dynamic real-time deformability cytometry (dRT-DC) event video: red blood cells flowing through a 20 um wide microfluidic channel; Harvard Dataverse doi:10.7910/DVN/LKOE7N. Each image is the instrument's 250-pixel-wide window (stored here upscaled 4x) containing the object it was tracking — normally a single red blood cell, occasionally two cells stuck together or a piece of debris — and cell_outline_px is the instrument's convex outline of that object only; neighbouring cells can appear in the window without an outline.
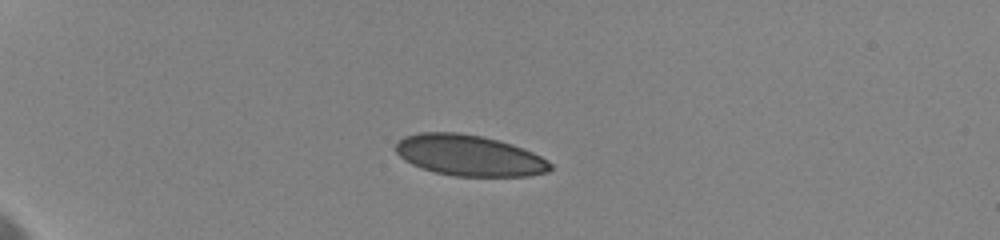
{"species": "human", "species_latin": "Homo sapiens", "temperature_condition": "cold", "stored_images_in_passage": 46, "camera_frame_rate_fps": 3000, "um_per_image_px": 0.085, "donor": {"sex": "female"}, "frame": {"image": 1, "passage_image": 1, "time_ms": 0.0, "image_size_px": [1000, 240], "cell_outline_px": [[552, 168], [548, 172], [528, 176], [456, 176], [436, 172], [420, 168], [404, 160], [396, 152], [396, 144], [404, 136], [420, 132], [456, 132], [484, 136], [512, 144], [532, 152], [548, 160], [552, 164]], "centroid_in_image_um": [39.89, 13.21], "position_along_channel_um": 45.1, "area_um2": 36.93}}
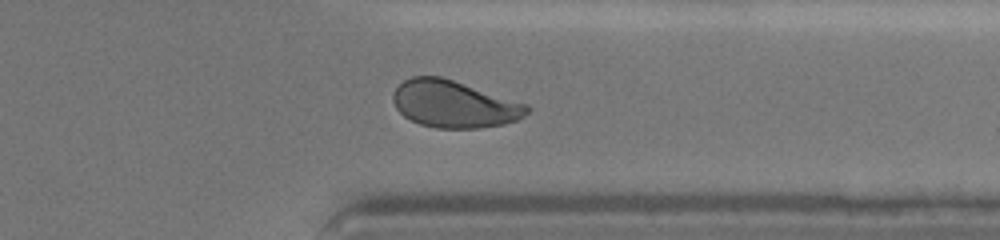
{"frame": {"image": 2, "passage_image": 32, "time_ms": 10.667, "image_size_px": [1000, 240], "cell_outline_px": [[532, 108], [524, 116], [516, 120], [504, 124], [476, 128], [436, 128], [420, 124], [404, 116], [396, 108], [392, 100], [392, 96], [396, 88], [404, 80], [412, 76], [440, 76], [528, 104]], "centroid_in_image_um": [38.59, 8.85], "position_along_channel_um": 372.8, "area_um2": 36.59}, "authors_computed_cell_mechanics": {"area_um2": 37.0498, "velocity_mm_per_s": 3.5723, "shape_relaxation_time_tau1_ms": 5.0117, "shape_relaxation_time_tau2_ms": null, "deformation_change_tau1": 0.1235, "deformation_change_tau2": null}}